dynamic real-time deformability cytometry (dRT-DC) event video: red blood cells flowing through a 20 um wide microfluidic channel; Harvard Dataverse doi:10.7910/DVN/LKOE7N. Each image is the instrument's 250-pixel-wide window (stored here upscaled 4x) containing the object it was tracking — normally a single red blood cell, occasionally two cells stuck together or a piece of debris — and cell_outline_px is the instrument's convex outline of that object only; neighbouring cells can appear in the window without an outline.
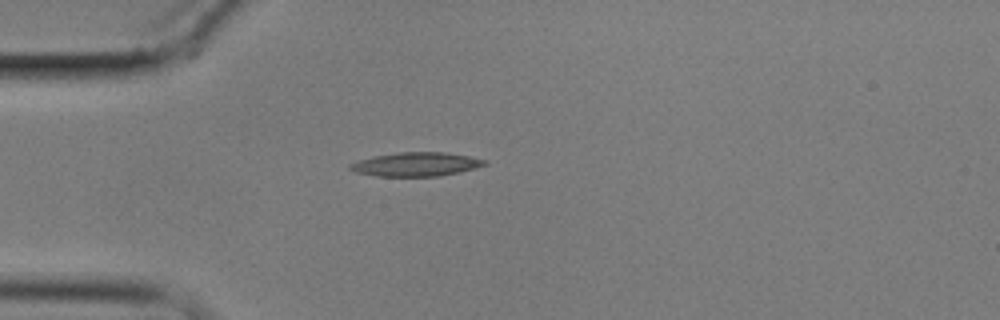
{"species": "common noctule bat (a hibernating species)", "species_latin": "Nyctalus noctula", "temperature_condition": "cold", "stored_images_in_passage": 1, "camera_frame_rate_fps": 3000, "um_per_image_px": 0.085, "animal": {"sex": "male", "body_mass_g": 17.9}, "frame": {"image": 1, "passage_image": 1, "time_ms": 0.0, "image_size_px": [1000, 320], "cell_outline_px": [[488, 164], [460, 172], [440, 176], [376, 176], [356, 172], [348, 168], [348, 164], [356, 160], [372, 156], [396, 152], [444, 152], [468, 156], [488, 160]], "centroid_in_image_um": [35.33, 13.96], "position_along_channel_um": 49.7, "area_um2": 18.9}}